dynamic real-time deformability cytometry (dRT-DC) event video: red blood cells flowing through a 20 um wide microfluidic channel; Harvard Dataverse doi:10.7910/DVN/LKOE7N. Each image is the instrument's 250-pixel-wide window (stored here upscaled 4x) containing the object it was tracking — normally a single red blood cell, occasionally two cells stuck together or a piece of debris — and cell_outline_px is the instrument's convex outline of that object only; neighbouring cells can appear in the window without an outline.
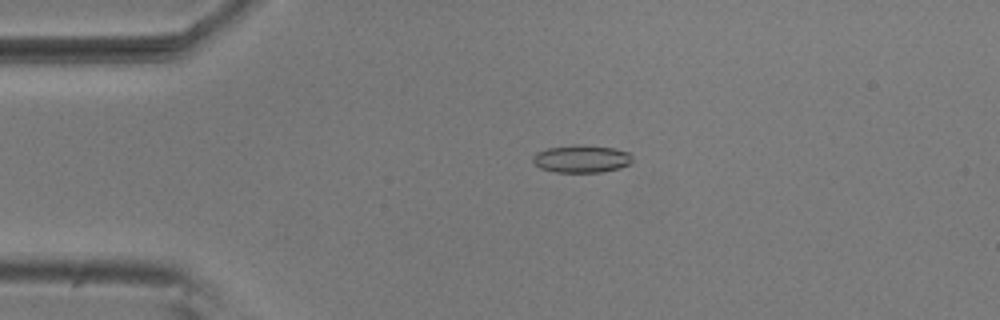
{"species": "common noctule bat (a hibernating species)", "species_latin": "Nyctalus noctula", "temperature_condition": "room temperature", "stored_images_in_passage": 54, "camera_frame_rate_fps": 3000, "um_per_image_px": 0.085, "animal": {"sex": "male", "body_mass_g": 20.5, "forearm_length_mm": 52.5}, "frame": {"image": 1, "passage_image": 11, "time_ms": 3.333, "image_size_px": [1000, 320], "cell_outline_px": [[632, 160], [628, 164], [620, 168], [600, 172], [556, 172], [540, 168], [532, 160], [532, 156], [536, 152], [548, 148], [572, 144], [576, 144], [612, 148], [628, 152], [632, 156]], "centroid_in_image_um": [49.4, 13.49], "position_along_channel_um": 35.6, "area_um2": 15.95}}
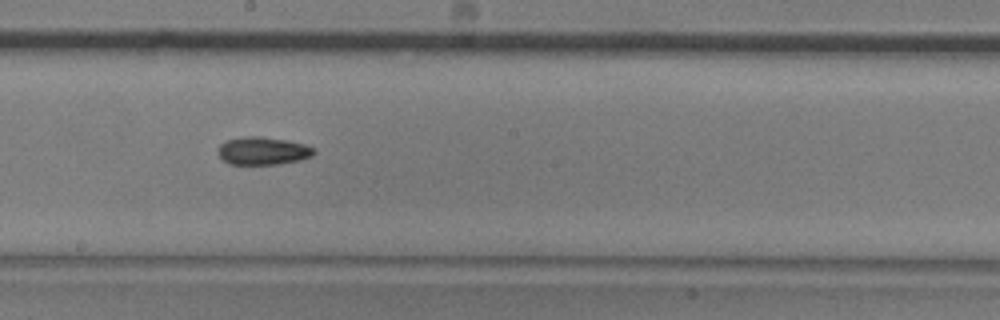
{"frame": {"image": 2, "passage_image": 29, "time_ms": 9.333, "image_size_px": [1000, 320], "cell_outline_px": [[316, 152], [312, 156], [300, 160], [276, 164], [228, 164], [220, 156], [220, 144], [228, 140], [244, 136], [260, 136], [288, 140], [304, 144], [312, 148]], "centroid_in_image_um": [22.37, 12.82], "position_along_channel_um": 225.8, "area_um2": 15.37}}
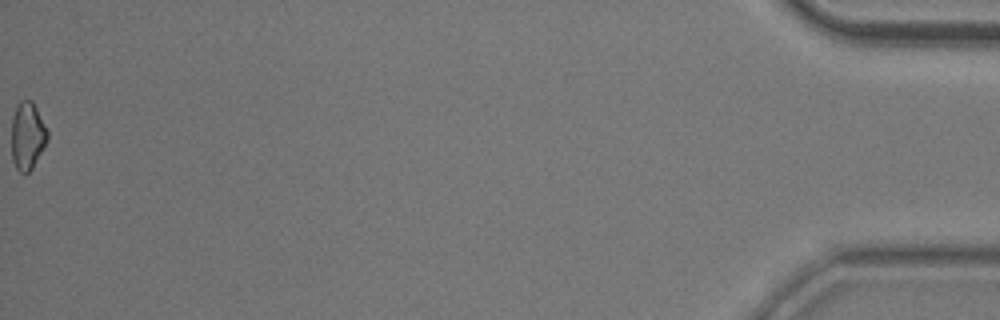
{"frame": {"image": 3, "passage_image": 54, "time_ms": 17.667, "image_size_px": [1000, 320], "cell_outline_px": [[48, 140], [44, 148], [32, 168], [24, 176], [16, 168], [12, 160], [12, 116], [16, 104], [20, 100], [32, 100], [48, 132]], "centroid_in_image_um": [2.32, 11.55], "position_along_channel_um": 432.9, "area_um2": 14.28}, "authors_computed_cell_mechanics": {"area_um2": 15.3459, "velocity_mm_per_s": 3.7271, "shape_relaxation_time_tau1_ms": 10.4141, "shape_relaxation_time_tau2_ms": null, "deformation_change_tau1": 0.1723, "deformation_change_tau2": null}}